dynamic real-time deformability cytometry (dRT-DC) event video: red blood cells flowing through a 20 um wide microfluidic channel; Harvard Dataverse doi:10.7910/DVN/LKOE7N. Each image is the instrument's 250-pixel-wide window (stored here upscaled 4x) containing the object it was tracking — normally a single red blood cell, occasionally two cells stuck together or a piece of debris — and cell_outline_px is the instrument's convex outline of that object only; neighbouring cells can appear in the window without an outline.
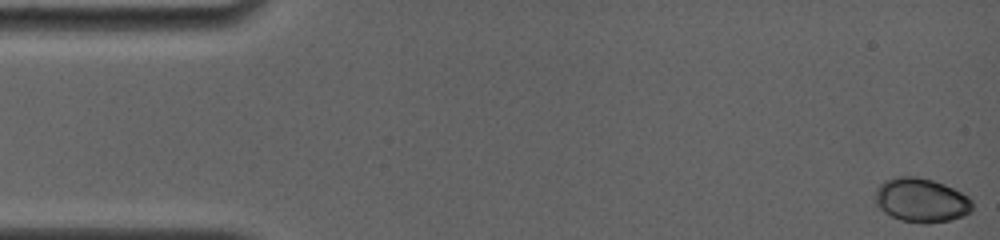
{"species": "common noctule bat (a hibernating species)", "species_latin": "Nyctalus noctula", "temperature_condition": "room temperature", "stored_images_in_passage": 25, "camera_frame_rate_fps": 4000, "um_per_image_px": 0.085, "animal": {"sex": "female", "body_mass_g": 19.0, "forearm_length_mm": 56.7}, "frame": {"image": 1, "passage_image": 1, "time_ms": 0.0, "image_size_px": [1000, 240], "cell_outline_px": [[972, 212], [964, 216], [948, 220], [924, 224], [920, 224], [900, 220], [884, 212], [876, 204], [872, 196], [876, 188], [884, 180], [900, 176], [916, 176], [932, 180], [944, 184], [968, 196], [972, 200]], "centroid_in_image_um": [78.27, 17.02], "position_along_channel_um": 6.7, "area_um2": 25.26}}
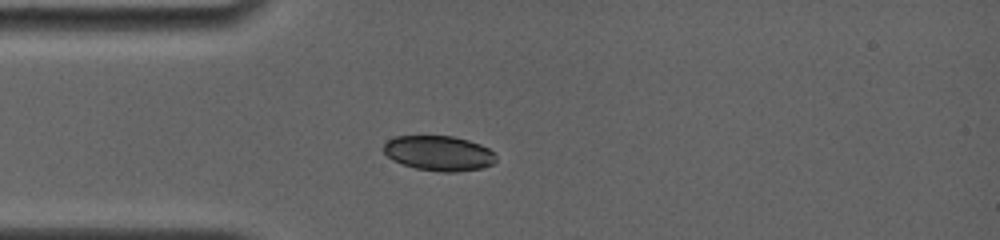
{"frame": {"image": 2, "passage_image": 15, "time_ms": 4.25, "image_size_px": [1000, 240], "cell_outline_px": [[496, 160], [492, 164], [480, 168], [456, 172], [440, 172], [416, 168], [392, 160], [384, 152], [384, 144], [388, 140], [396, 136], [452, 136], [468, 140], [480, 144], [488, 148], [496, 156]], "centroid_in_image_um": [37.3, 13.02], "position_along_channel_um": 47.7, "area_um2": 22.77}}
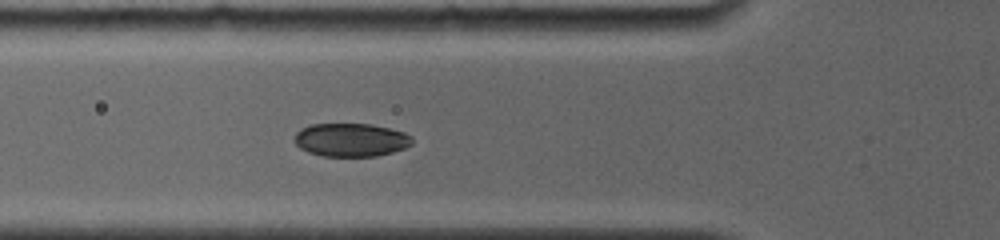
{"frame": {"image": 3, "passage_image": 24, "time_ms": 5.75, "image_size_px": [1000, 240], "cell_outline_px": [[412, 144], [404, 148], [392, 152], [376, 156], [324, 156], [308, 152], [300, 148], [296, 144], [296, 132], [300, 128], [308, 124], [372, 124], [404, 132], [412, 136]], "centroid_in_image_um": [29.83, 11.88], "position_along_channel_um": 96.0, "area_um2": 22.83}}